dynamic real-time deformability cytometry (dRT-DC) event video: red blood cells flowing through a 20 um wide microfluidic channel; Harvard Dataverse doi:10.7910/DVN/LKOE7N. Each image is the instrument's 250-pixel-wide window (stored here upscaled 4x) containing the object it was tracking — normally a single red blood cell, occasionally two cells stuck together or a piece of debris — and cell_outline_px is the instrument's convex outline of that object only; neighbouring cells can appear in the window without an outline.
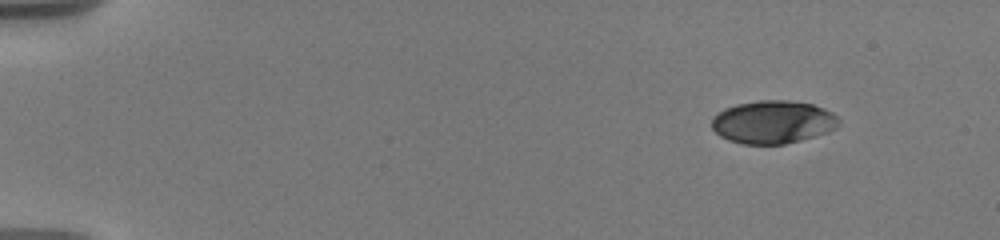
{"species": "human", "species_latin": "Homo sapiens", "temperature_condition": "warm", "stored_images_in_passage": 22, "camera_frame_rate_fps": 3000, "um_per_image_px": 0.085, "donor": {"sex": "male"}, "frame": {"image": 1, "passage_image": 1, "time_ms": 0.0, "image_size_px": [1000, 240], "cell_outline_px": [[840, 124], [836, 128], [828, 132], [800, 140], [784, 144], [744, 144], [728, 140], [720, 136], [712, 128], [712, 116], [724, 108], [736, 104], [760, 100], [788, 100], [812, 104], [832, 112], [840, 120]], "centroid_in_image_um": [65.69, 10.37], "position_along_channel_um": 19.3, "area_um2": 31.91}}
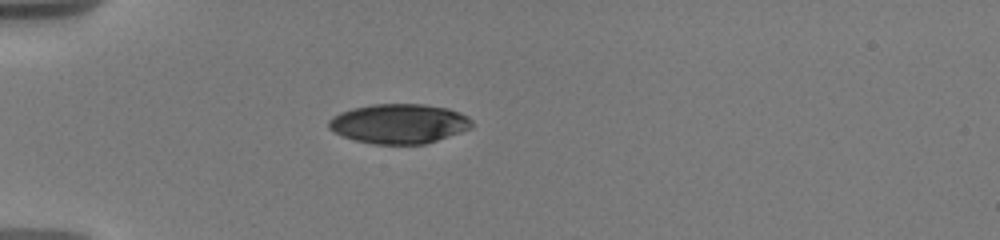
{"frame": {"image": 2, "passage_image": 17, "time_ms": 3.667, "image_size_px": [1000, 240], "cell_outline_px": [[472, 128], [424, 144], [376, 144], [356, 140], [344, 136], [328, 128], [328, 120], [332, 116], [340, 112], [352, 108], [372, 104], [424, 104], [448, 108], [460, 112], [468, 116], [472, 120]], "centroid_in_image_um": [33.92, 10.5], "position_along_channel_um": 51.1, "area_um2": 33.0}}